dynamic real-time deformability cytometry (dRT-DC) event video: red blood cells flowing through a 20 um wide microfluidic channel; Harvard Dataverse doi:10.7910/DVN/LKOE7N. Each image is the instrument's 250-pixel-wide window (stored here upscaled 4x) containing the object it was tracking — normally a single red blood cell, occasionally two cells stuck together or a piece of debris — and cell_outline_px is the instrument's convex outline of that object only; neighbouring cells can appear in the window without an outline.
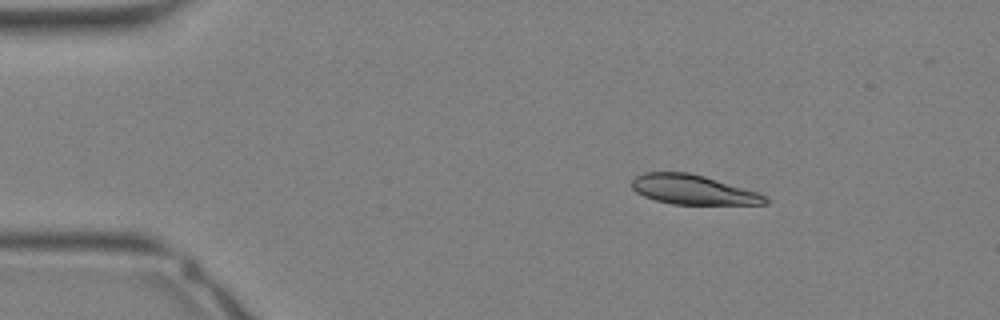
{"species": "Egyptian fruit bat (a non-hibernating species)", "species_latin": "Rousettus aegyptiacus", "temperature_condition": "warm", "stored_images_in_passage": 31, "camera_frame_rate_fps": 3000, "um_per_image_px": 0.085, "animal": {"sex": "female"}, "frame": {"image": 1, "passage_image": 3, "time_ms": 0.667, "image_size_px": [1000, 320], "cell_outline_px": [[768, 204], [672, 204], [656, 200], [644, 196], [636, 192], [632, 188], [632, 180], [636, 176], [644, 172], [688, 172], [704, 176], [756, 192], [764, 196], [768, 200]], "centroid_in_image_um": [58.86, 16.12], "position_along_channel_um": 26.1, "area_um2": 22.66}}
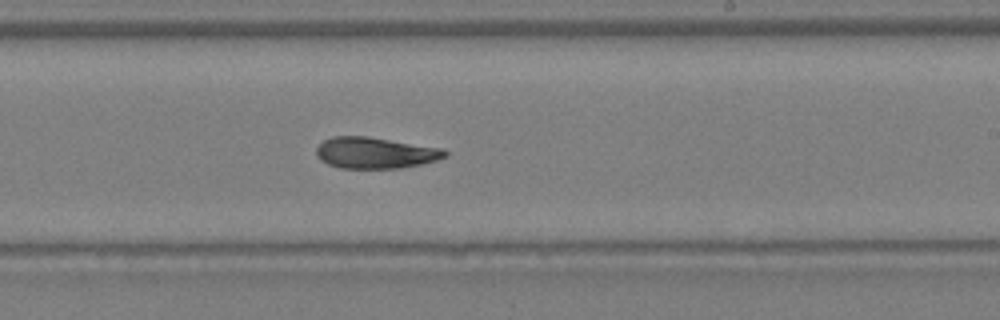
{"frame": {"image": 2, "passage_image": 18, "time_ms": 5.667, "image_size_px": [1000, 320], "cell_outline_px": [[448, 156], [436, 160], [420, 164], [400, 168], [340, 168], [328, 164], [320, 160], [316, 156], [316, 148], [324, 140], [332, 136], [368, 136], [444, 148], [448, 152]], "centroid_in_image_um": [31.9, 12.98], "position_along_channel_um": 257.1, "area_um2": 23.58}}
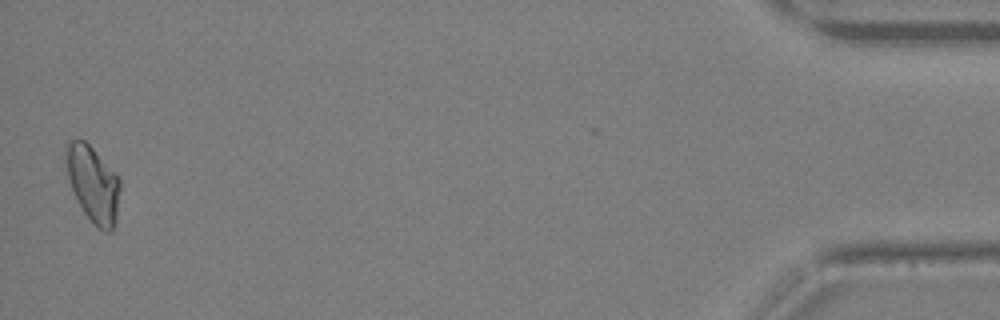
{"frame": {"image": 3, "passage_image": 31, "time_ms": 10.0, "image_size_px": [1000, 320], "cell_outline_px": [[120, 188], [116, 220], [112, 232], [104, 232], [84, 212], [72, 188], [68, 176], [64, 160], [64, 144], [68, 140], [84, 140], [116, 172], [120, 180]], "centroid_in_image_um": [7.9, 15.58], "position_along_channel_um": 427.3, "area_um2": 23.93}}